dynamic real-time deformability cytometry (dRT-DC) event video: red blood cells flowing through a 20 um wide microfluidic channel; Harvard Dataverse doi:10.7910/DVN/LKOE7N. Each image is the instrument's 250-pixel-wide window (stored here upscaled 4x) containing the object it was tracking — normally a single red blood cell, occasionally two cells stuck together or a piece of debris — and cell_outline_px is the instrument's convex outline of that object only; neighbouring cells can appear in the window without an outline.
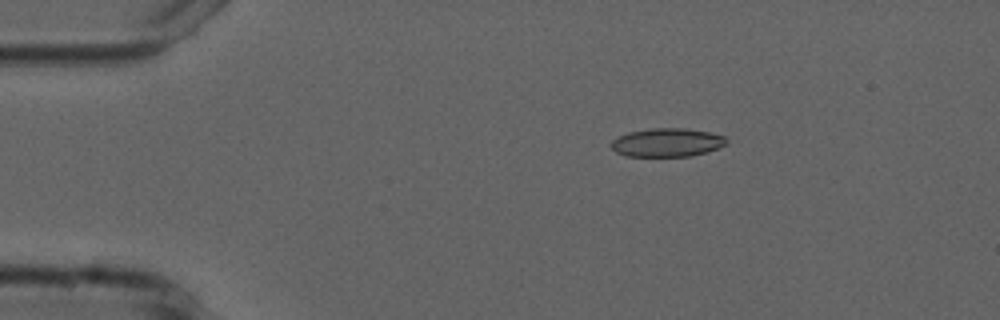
{"species": "common noctule bat (a hibernating species)", "species_latin": "Nyctalus noctula", "temperature_condition": "cold", "stored_images_in_passage": 6, "camera_frame_rate_fps": 3000, "um_per_image_px": 0.085, "animal": {"sex": "male", "forearm_length_mm": 52.5}, "frame": {"image": 1, "passage_image": 3, "time_ms": 2.333, "image_size_px": [1000, 320], "cell_outline_px": [[728, 140], [724, 144], [708, 152], [688, 156], [624, 156], [616, 152], [608, 144], [612, 140], [628, 132], [652, 128], [684, 128], [708, 132], [724, 136]], "centroid_in_image_um": [56.65, 12.11], "position_along_channel_um": 28.3, "area_um2": 19.07}}
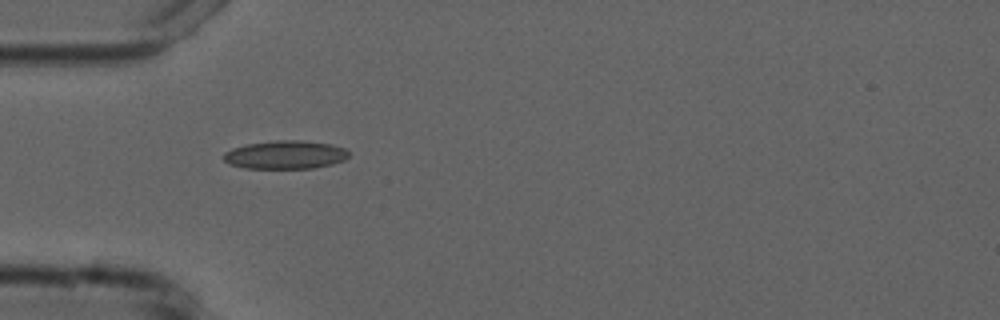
{"frame": {"image": 2, "passage_image": 5, "time_ms": 4.667, "image_size_px": [1000, 320], "cell_outline_px": [[348, 156], [344, 160], [332, 164], [312, 168], [244, 168], [228, 164], [224, 160], [224, 152], [232, 148], [248, 144], [276, 140], [300, 140], [332, 144], [344, 148], [348, 152]], "centroid_in_image_um": [24.24, 13.15], "position_along_channel_um": 60.8, "area_um2": 20.63}}
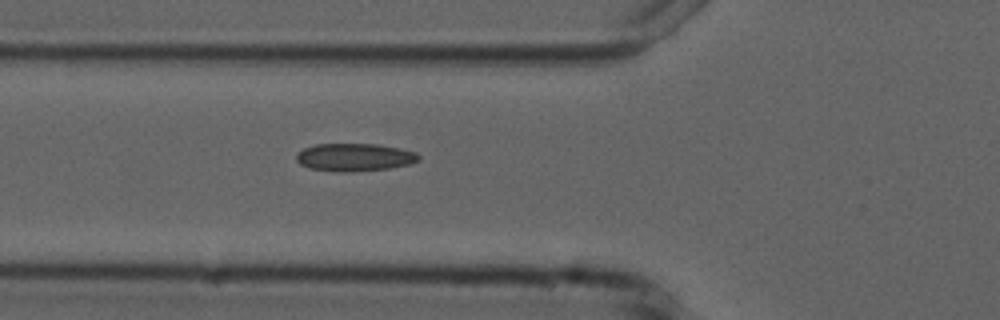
{"frame": {"image": 3, "passage_image": 6, "time_ms": 5.667, "image_size_px": [1000, 320], "cell_outline_px": [[420, 160], [408, 164], [392, 168], [348, 172], [340, 172], [308, 168], [300, 164], [296, 160], [296, 152], [304, 148], [316, 144], [376, 144], [400, 148], [416, 152], [420, 156]], "centroid_in_image_um": [30.12, 13.37], "position_along_channel_um": 95.7, "area_um2": 19.94}}